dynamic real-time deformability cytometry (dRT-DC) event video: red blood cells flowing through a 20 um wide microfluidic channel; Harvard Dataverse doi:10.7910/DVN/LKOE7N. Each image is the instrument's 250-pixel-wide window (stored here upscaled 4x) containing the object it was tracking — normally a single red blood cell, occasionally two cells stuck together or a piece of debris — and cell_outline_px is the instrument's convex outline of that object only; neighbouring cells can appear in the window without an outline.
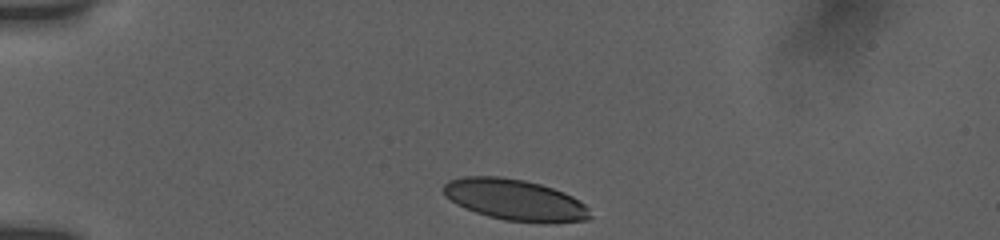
{"species": "human", "species_latin": "Homo sapiens", "temperature_condition": "room temperature", "stored_images_in_passage": 35, "camera_frame_rate_fps": 3000, "um_per_image_px": 0.085, "donor": {"sex": "female"}, "frame": {"image": 1, "passage_image": 1, "time_ms": 0.0, "image_size_px": [1000, 240], "cell_outline_px": [[592, 216], [588, 220], [548, 224], [540, 224], [504, 220], [488, 216], [476, 212], [456, 204], [444, 196], [444, 184], [448, 180], [464, 176], [500, 176], [524, 180], [540, 184], [564, 192], [572, 196], [584, 204], [588, 208]], "centroid_in_image_um": [43.79, 17.0], "position_along_channel_um": 41.2, "area_um2": 35.55}}
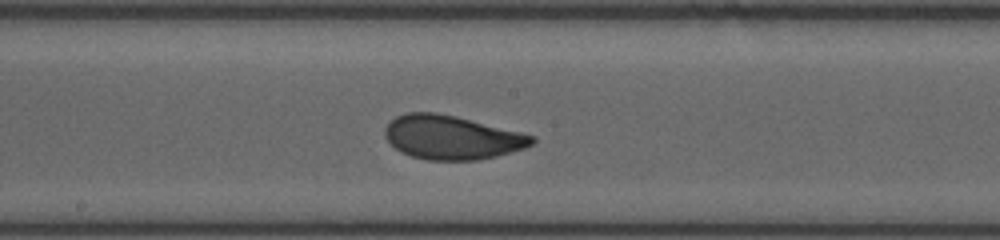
{"frame": {"image": 2, "passage_image": 18, "time_ms": 5.667, "image_size_px": [1000, 240], "cell_outline_px": [[536, 140], [532, 144], [524, 148], [496, 156], [476, 160], [428, 160], [412, 156], [400, 152], [384, 136], [384, 128], [396, 116], [408, 112], [436, 112], [456, 116], [536, 136]], "centroid_in_image_um": [38.39, 11.67], "position_along_channel_um": 209.8, "area_um2": 37.45}}
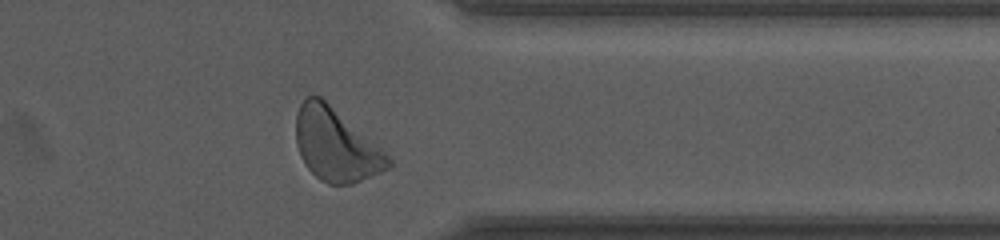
{"frame": {"image": 3, "passage_image": 32, "time_ms": 10.333, "image_size_px": [1000, 240], "cell_outline_px": [[392, 164], [388, 168], [380, 172], [352, 184], [328, 184], [320, 180], [304, 164], [300, 156], [296, 144], [296, 116], [300, 104], [304, 96], [320, 96], [384, 152], [392, 160]], "centroid_in_image_um": [28.5, 12.33], "position_along_channel_um": 382.9, "area_um2": 38.38}, "authors_computed_cell_mechanics": {"area_um2": 37.4544, "velocity_mm_per_s": 3.7994, "shape_relaxation_time_tau1_ms": 3.5683, "shape_relaxation_time_tau2_ms": 0.8715, "deformation_change_tau1": 0.1604, "deformation_change_tau2": 0.0673}}